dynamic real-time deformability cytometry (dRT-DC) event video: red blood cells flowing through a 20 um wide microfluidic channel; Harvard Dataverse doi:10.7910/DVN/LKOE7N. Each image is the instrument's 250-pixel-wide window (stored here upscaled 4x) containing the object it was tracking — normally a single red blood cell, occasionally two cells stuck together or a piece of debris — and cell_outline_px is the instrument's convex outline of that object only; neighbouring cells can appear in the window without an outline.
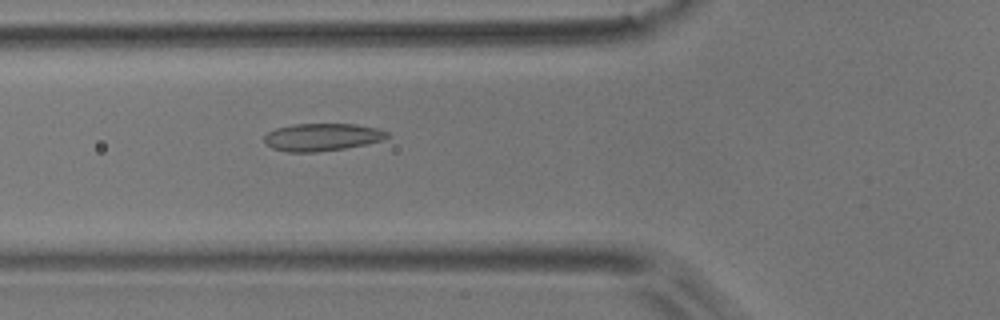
{"species": "common noctule bat (a hibernating species)", "species_latin": "Nyctalus noctula", "temperature_condition": "room temperature", "stored_images_in_passage": 54, "camera_frame_rate_fps": 3000, "um_per_image_px": 0.085, "animal": {"sex": "male", "body_mass_g": 17.9}, "frame": {"image": 1, "passage_image": 20, "time_ms": 6.333, "image_size_px": [1000, 320], "cell_outline_px": [[388, 136], [384, 140], [368, 144], [344, 148], [316, 152], [288, 152], [272, 148], [264, 144], [264, 136], [268, 132], [276, 128], [292, 124], [356, 124], [380, 128], [388, 132]], "centroid_in_image_um": [27.38, 11.65], "position_along_channel_um": 98.4, "area_um2": 19.94}}
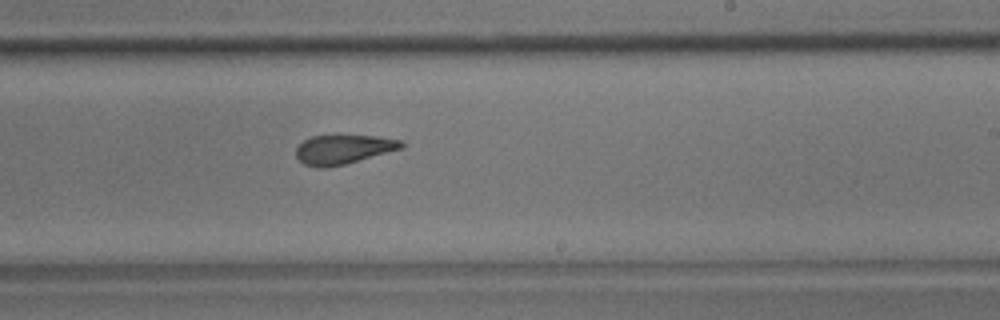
{"frame": {"image": 2, "passage_image": 33, "time_ms": 10.667, "image_size_px": [1000, 320], "cell_outline_px": [[404, 148], [344, 164], [324, 168], [316, 168], [304, 164], [296, 156], [296, 148], [304, 140], [312, 136], [340, 132], [376, 136], [400, 140], [404, 144]], "centroid_in_image_um": [29.17, 12.64], "position_along_channel_um": 259.8, "area_um2": 18.67}}
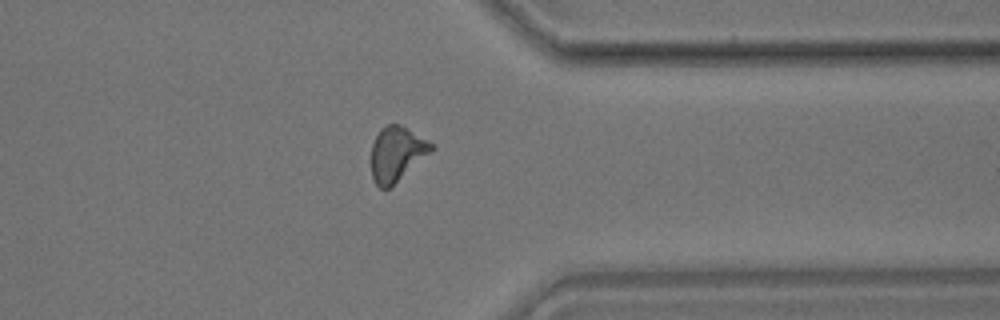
{"frame": {"image": 3, "passage_image": 43, "time_ms": 14.0, "image_size_px": [1000, 320], "cell_outline_px": [[436, 148], [432, 152], [388, 188], [380, 188], [376, 184], [372, 176], [372, 144], [380, 128], [388, 124], [400, 124], [408, 128], [432, 144]], "centroid_in_image_um": [33.73, 13.05], "position_along_channel_um": 377.7, "area_um2": 18.84}, "authors_computed_cell_mechanics": {"area_um2": 19.1029, "velocity_mm_per_s": 3.71, "shape_relaxation_time_tau1_ms": 6.7102, "shape_relaxation_time_tau2_ms": 1.9732, "deformation_change_tau1": 0.1474, "deformation_change_tau2": 0.101}}